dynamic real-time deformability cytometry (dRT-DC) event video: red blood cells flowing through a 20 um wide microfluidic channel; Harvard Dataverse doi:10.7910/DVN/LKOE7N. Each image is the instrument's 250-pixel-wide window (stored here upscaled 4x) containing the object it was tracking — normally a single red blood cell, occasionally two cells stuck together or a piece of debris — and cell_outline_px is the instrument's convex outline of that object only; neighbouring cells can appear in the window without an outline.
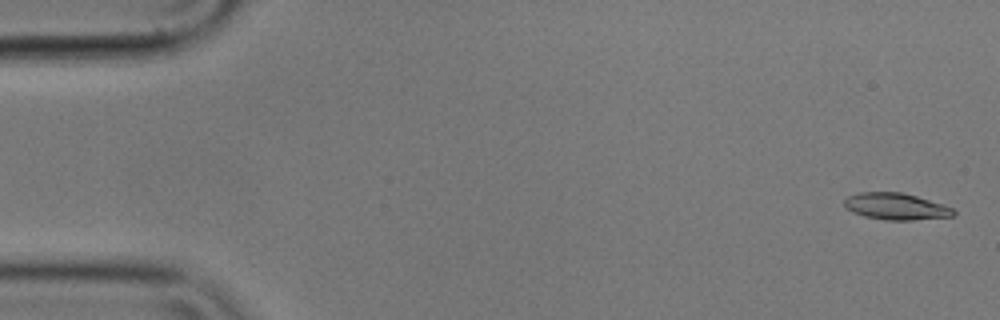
{"species": "common noctule bat (a hibernating species)", "species_latin": "Nyctalus noctula", "temperature_condition": "cold", "stored_images_in_passage": 56, "camera_frame_rate_fps": 3000, "um_per_image_px": 0.085, "animal": {"sex": "male", "body_mass_g": 17.9}, "frame": {"image": 1, "passage_image": 2, "time_ms": 0.333, "image_size_px": [1000, 320], "cell_outline_px": [[956, 212], [952, 216], [912, 220], [888, 220], [864, 216], [852, 212], [844, 204], [844, 200], [848, 196], [860, 192], [900, 192], [916, 196], [952, 208]], "centroid_in_image_um": [76.12, 17.54], "position_along_channel_um": 8.9, "area_um2": 16.65}}
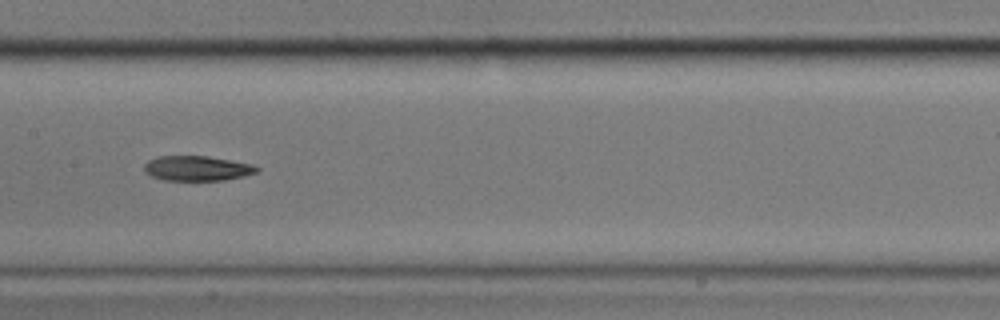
{"frame": {"image": 2, "passage_image": 28, "time_ms": 9.0, "image_size_px": [1000, 320], "cell_outline_px": [[260, 168], [256, 172], [244, 176], [224, 180], [164, 180], [152, 176], [144, 172], [144, 164], [148, 160], [156, 156], [208, 156], [252, 164]], "centroid_in_image_um": [16.73, 14.3], "position_along_channel_um": 190.7, "area_um2": 16.36}}
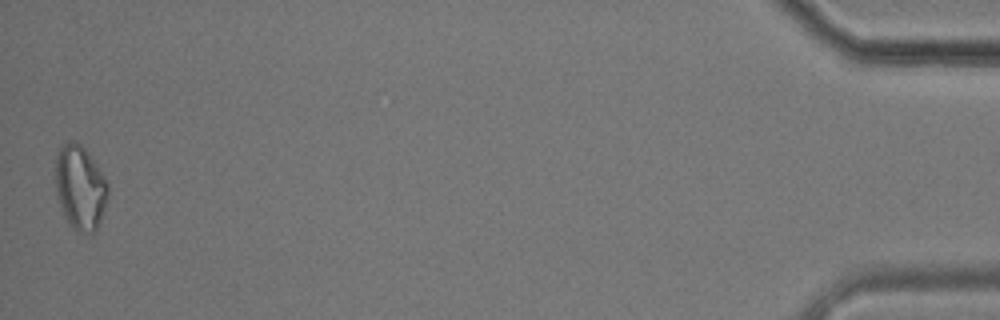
{"frame": {"image": 3, "passage_image": 56, "time_ms": 18.333, "image_size_px": [1000, 320], "cell_outline_px": [[108, 196], [96, 232], [92, 236], [76, 232], [72, 228], [64, 216], [60, 208], [56, 192], [56, 152], [68, 140], [76, 140], [84, 148], [104, 176], [108, 184]], "centroid_in_image_um": [6.8, 15.99], "position_along_channel_um": 428.4, "area_um2": 26.07}}